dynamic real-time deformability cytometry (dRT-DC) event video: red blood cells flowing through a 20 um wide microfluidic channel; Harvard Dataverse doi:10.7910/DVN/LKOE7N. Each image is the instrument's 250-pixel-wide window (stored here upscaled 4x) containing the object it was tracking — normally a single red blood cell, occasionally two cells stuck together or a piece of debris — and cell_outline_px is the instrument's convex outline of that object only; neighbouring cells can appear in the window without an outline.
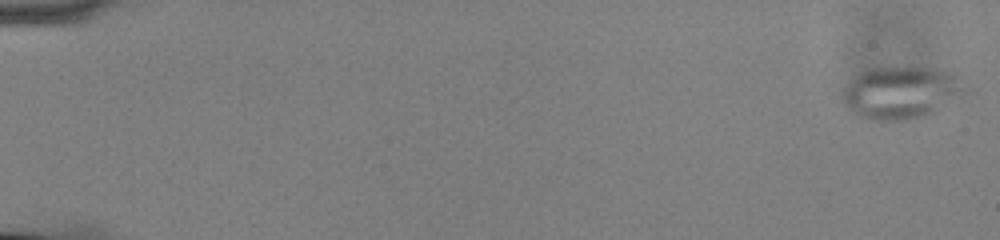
{"species": "common noctule bat (a hibernating species)", "species_latin": "Nyctalus noctula", "temperature_condition": "cold", "stored_images_in_passage": 57, "camera_frame_rate_fps": 3000, "um_per_image_px": 0.085, "animal": {"sex": "male", "body_mass_g": 13.0, "forearm_length_mm": 53.1}, "frame": {"image": 1, "passage_image": 1, "time_ms": 0.0, "image_size_px": [1000, 240], "cell_outline_px": [[972, 92], [968, 96], [932, 112], [920, 116], [900, 120], [876, 120], [864, 116], [856, 112], [844, 100], [844, 92], [852, 80], [860, 72], [872, 68], [932, 68], [956, 76], [968, 84], [972, 88]], "centroid_in_image_um": [76.78, 7.85], "position_along_channel_um": 8.2, "area_um2": 36.7}}
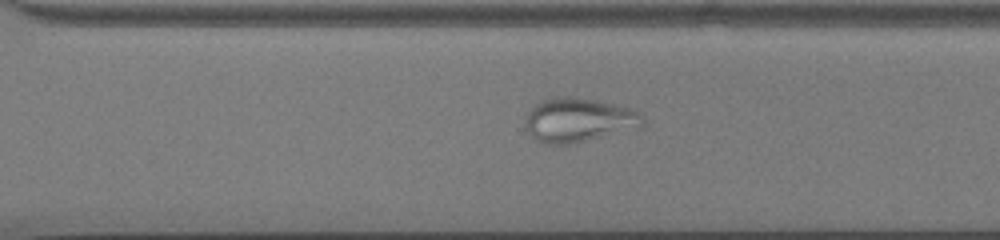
{"frame": {"image": 2, "passage_image": 41, "time_ms": 13.333, "image_size_px": [1000, 240], "cell_outline_px": [[644, 124], [640, 128], [588, 140], [568, 144], [544, 144], [536, 140], [528, 132], [524, 124], [524, 120], [528, 108], [552, 96], [568, 96], [596, 100], [636, 108], [640, 112], [644, 120]], "centroid_in_image_um": [49.19, 10.19], "position_along_channel_um": 321.4, "area_um2": 30.75}}
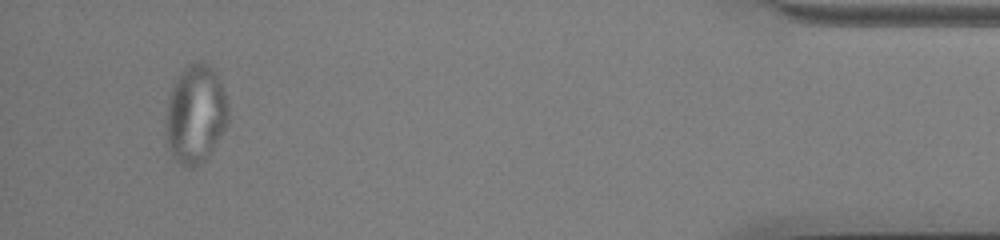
{"frame": {"image": 3, "passage_image": 54, "time_ms": 17.667, "image_size_px": [1000, 240], "cell_outline_px": [[228, 124], [208, 156], [200, 164], [192, 168], [184, 168], [172, 156], [168, 148], [164, 132], [164, 112], [172, 88], [180, 72], [188, 64], [196, 60], [204, 60], [212, 64], [220, 80], [228, 104]], "centroid_in_image_um": [16.6, 9.69], "position_along_channel_um": 418.6, "area_um2": 36.82}}